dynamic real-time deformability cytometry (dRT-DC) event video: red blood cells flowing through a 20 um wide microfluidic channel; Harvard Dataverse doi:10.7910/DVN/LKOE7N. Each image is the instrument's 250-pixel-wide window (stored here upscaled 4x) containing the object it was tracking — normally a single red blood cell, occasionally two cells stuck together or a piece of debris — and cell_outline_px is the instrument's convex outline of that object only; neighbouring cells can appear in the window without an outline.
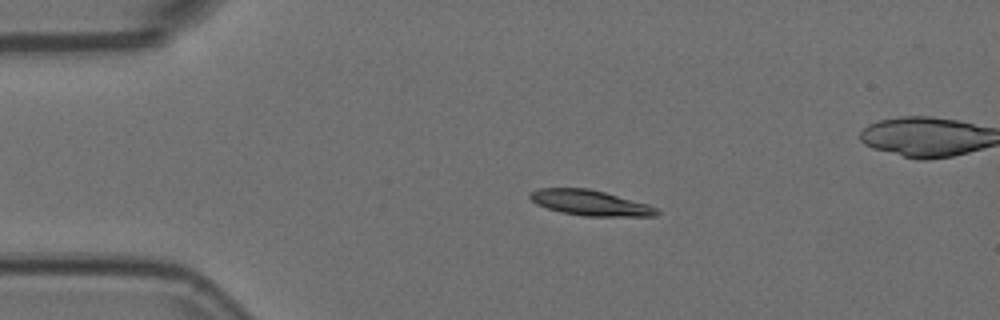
{"species": "Egyptian fruit bat (a non-hibernating species)", "species_latin": "Rousettus aegyptiacus", "temperature_condition": "room temperature", "stored_images_in_passage": 7, "camera_frame_rate_fps": 3000, "um_per_image_px": 0.085, "animal": {"sex": "female"}, "frame": {"image": 1, "passage_image": 1, "time_ms": 0.0, "image_size_px": [1000, 320], "cell_outline_px": [[660, 212], [656, 216], [584, 216], [560, 212], [536, 204], [528, 196], [528, 192], [536, 188], [588, 188], [604, 192], [648, 204], [656, 208]], "centroid_in_image_um": [50.12, 17.23], "position_along_channel_um": 34.9, "area_um2": 18.79}}
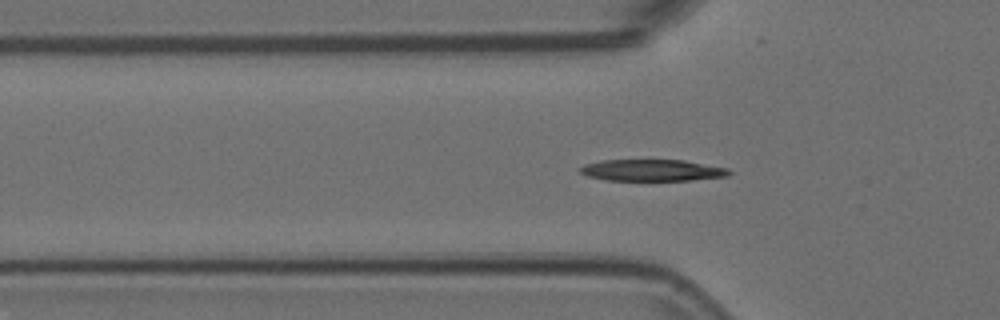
{"frame": {"image": 2, "passage_image": 7, "time_ms": 2.0, "image_size_px": [1000, 320], "cell_outline_px": [[732, 172], [728, 176], [692, 180], [608, 180], [588, 176], [580, 172], [580, 168], [584, 164], [604, 160], [684, 160], [728, 168]], "centroid_in_image_um": [55.47, 14.47], "position_along_channel_um": 70.3, "area_um2": 18.61}}